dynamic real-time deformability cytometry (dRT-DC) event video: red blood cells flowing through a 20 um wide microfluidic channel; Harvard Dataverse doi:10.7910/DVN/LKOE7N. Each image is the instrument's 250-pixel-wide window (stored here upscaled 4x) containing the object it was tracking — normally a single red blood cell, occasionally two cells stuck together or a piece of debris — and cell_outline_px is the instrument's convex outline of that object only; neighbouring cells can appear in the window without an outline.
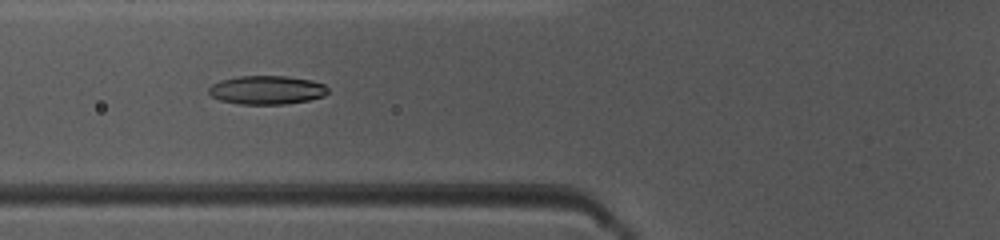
{"species": "common noctule bat (a hibernating species)", "species_latin": "Nyctalus noctula", "temperature_condition": "warm", "stored_images_in_passage": 41, "camera_frame_rate_fps": 3000, "um_per_image_px": 0.085, "animal": {"sex": "female", "body_mass_g": 10.0, "forearm_length_mm": 53.1}, "frame": {"image": 1, "passage_image": 11, "time_ms": 3.333, "image_size_px": [1000, 240], "cell_outline_px": [[328, 92], [324, 96], [308, 100], [284, 104], [240, 104], [220, 100], [212, 96], [208, 92], [208, 88], [212, 84], [220, 80], [240, 76], [284, 76], [312, 80], [324, 84], [328, 88]], "centroid_in_image_um": [22.67, 7.65], "position_along_channel_um": 103.1, "area_um2": 19.88}}
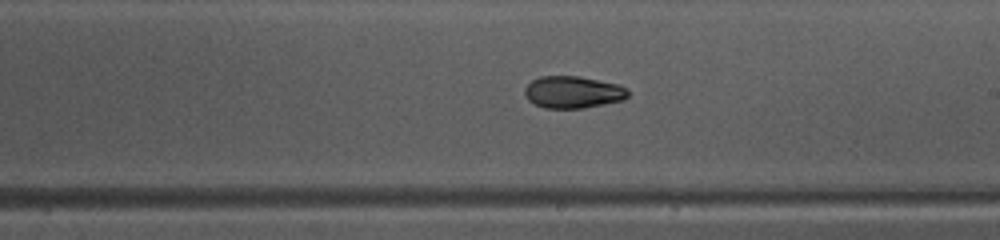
{"frame": {"image": 2, "passage_image": 21, "time_ms": 6.667, "image_size_px": [1000, 240], "cell_outline_px": [[628, 96], [624, 100], [584, 108], [544, 108], [528, 100], [524, 92], [524, 88], [532, 80], [540, 76], [576, 76], [620, 84], [628, 88]], "centroid_in_image_um": [48.72, 7.83], "position_along_channel_um": 240.3, "area_um2": 19.36}}
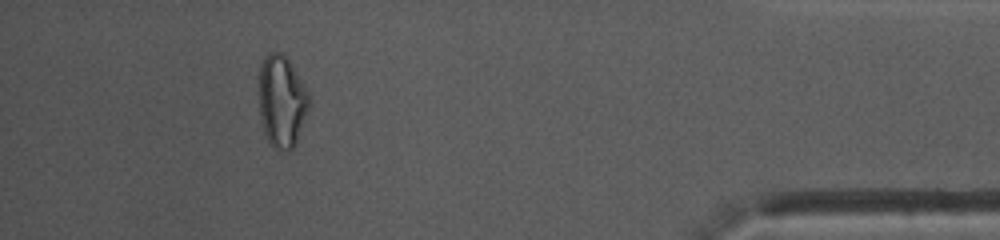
{"frame": {"image": 3, "passage_image": 37, "time_ms": 12.0, "image_size_px": [1000, 240], "cell_outline_px": [[312, 100], [296, 144], [292, 148], [276, 148], [268, 140], [264, 132], [260, 116], [260, 64], [264, 56], [268, 52], [280, 52], [288, 60], [308, 92]], "centroid_in_image_um": [23.97, 8.59], "position_along_channel_um": 411.2, "area_um2": 26.47}, "authors_computed_cell_mechanics": {"area_um2": 19.7098, "velocity_mm_per_s": 4.0931, "shape_relaxation_time_tau1_ms": 6.5202, "shape_relaxation_time_tau2_ms": 4.4026, "deformation_change_tau1": 0.1683, "deformation_change_tau2": 0.1098}}